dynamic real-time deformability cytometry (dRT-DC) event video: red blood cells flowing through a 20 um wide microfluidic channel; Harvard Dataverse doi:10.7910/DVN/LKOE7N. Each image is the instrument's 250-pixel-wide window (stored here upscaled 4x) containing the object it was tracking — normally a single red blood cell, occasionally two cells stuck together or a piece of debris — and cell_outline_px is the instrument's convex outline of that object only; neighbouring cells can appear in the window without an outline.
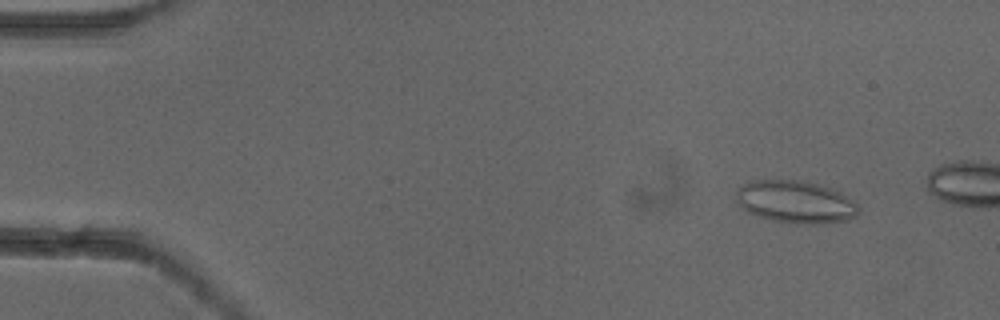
{"species": "common noctule bat (a hibernating species)", "species_latin": "Nyctalus noctula", "temperature_condition": "cold", "stored_images_in_passage": 4, "camera_frame_rate_fps": 3000, "um_per_image_px": 0.085, "animal": {"sex": "female"}, "frame": {"image": 1, "passage_image": 1, "time_ms": 0.0, "image_size_px": [1000, 320], "cell_outline_px": [[860, 212], [856, 216], [848, 220], [820, 224], [796, 224], [772, 220], [748, 212], [736, 200], [736, 192], [744, 184], [752, 180], [800, 180], [816, 184], [840, 192], [852, 200], [860, 208]], "centroid_in_image_um": [67.65, 17.17], "position_along_channel_um": 17.4, "area_um2": 30.11}}